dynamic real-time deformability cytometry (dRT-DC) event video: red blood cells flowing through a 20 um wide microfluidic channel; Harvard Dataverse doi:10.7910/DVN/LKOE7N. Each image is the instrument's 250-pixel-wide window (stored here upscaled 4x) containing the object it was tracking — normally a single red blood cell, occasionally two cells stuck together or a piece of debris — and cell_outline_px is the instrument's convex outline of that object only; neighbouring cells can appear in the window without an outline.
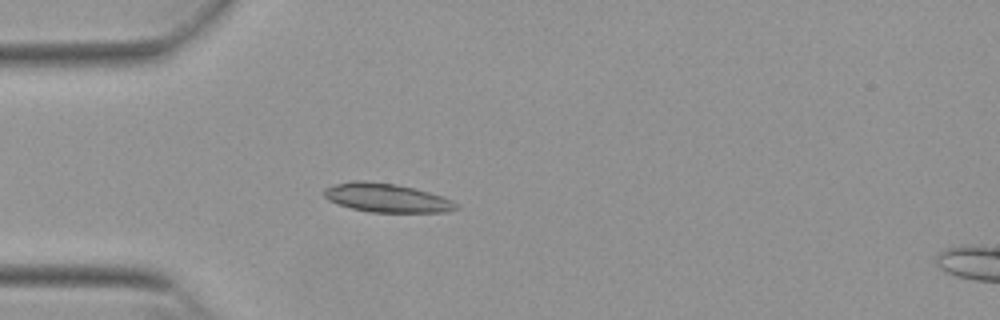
{"species": "Egyptian fruit bat (a non-hibernating species)", "species_latin": "Rousettus aegyptiacus", "temperature_condition": "warm", "stored_images_in_passage": 52, "camera_frame_rate_fps": 3000, "um_per_image_px": 0.085, "animal": {"sex": "female"}, "frame": {"image": 1, "passage_image": 14, "time_ms": 4.333, "image_size_px": [1000, 320], "cell_outline_px": [[460, 208], [444, 212], [368, 212], [352, 208], [328, 200], [324, 196], [324, 188], [332, 184], [352, 180], [364, 180], [396, 184], [444, 196], [452, 200]], "centroid_in_image_um": [32.84, 16.8], "position_along_channel_um": 52.2, "area_um2": 22.2}}
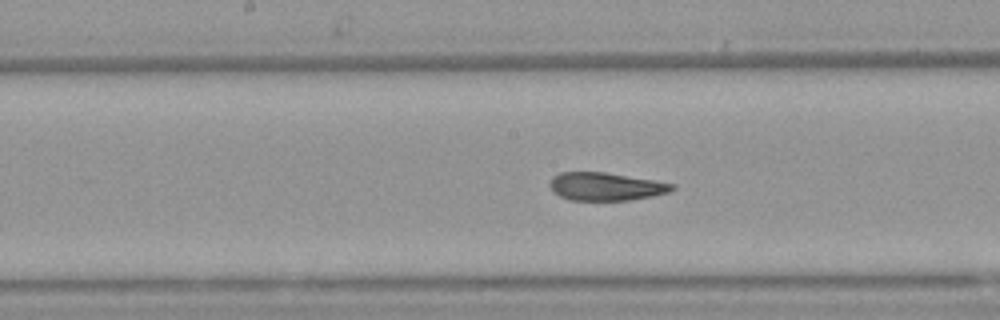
{"frame": {"image": 2, "passage_image": 26, "time_ms": 8.333, "image_size_px": [1000, 320], "cell_outline_px": [[676, 188], [668, 192], [652, 196], [628, 200], [568, 200], [552, 192], [548, 184], [552, 176], [560, 172], [604, 172], [676, 184]], "centroid_in_image_um": [51.44, 15.85], "position_along_channel_um": 196.8, "area_um2": 20.0}}
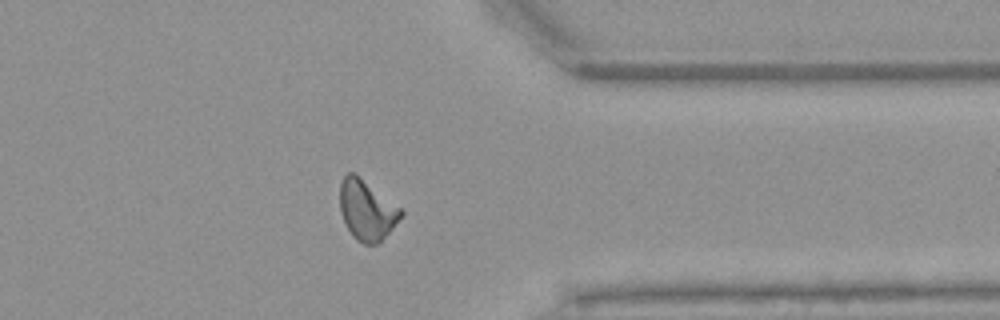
{"frame": {"image": 3, "passage_image": 41, "time_ms": 13.333, "image_size_px": [1000, 320], "cell_outline_px": [[404, 212], [380, 244], [364, 244], [356, 240], [352, 236], [340, 212], [340, 180], [348, 172], [352, 172], [400, 208]], "centroid_in_image_um": [31.15, 17.9], "position_along_channel_um": 380.3, "area_um2": 20.92}, "authors_computed_cell_mechanics": {"area_um2": 20.9236, "velocity_mm_per_s": 3.8496, "shape_relaxation_time_tau1_ms": 4.3851, "shape_relaxation_time_tau2_ms": 1.2573, "deformation_change_tau1": 0.1684, "deformation_change_tau2": 0.0916}}